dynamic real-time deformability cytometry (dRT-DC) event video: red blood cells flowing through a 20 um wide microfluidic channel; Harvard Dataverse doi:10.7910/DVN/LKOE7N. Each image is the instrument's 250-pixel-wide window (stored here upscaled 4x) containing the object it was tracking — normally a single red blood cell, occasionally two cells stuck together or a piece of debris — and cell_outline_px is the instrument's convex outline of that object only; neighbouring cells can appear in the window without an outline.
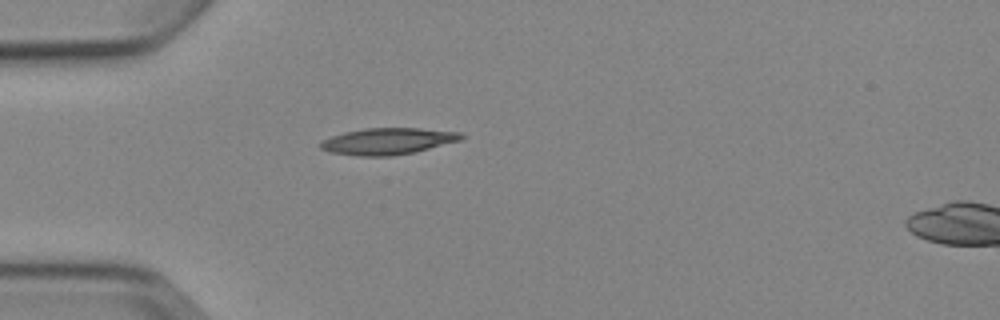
{"species": "Egyptian fruit bat (a non-hibernating species)", "species_latin": "Rousettus aegyptiacus", "temperature_condition": "cold", "stored_images_in_passage": 4, "camera_frame_rate_fps": 3000, "um_per_image_px": 0.085, "animal": {"sex": "female"}, "frame": {"image": 1, "passage_image": 4, "time_ms": 4.667, "image_size_px": [1000, 320], "cell_outline_px": [[464, 136], [460, 140], [412, 152], [392, 156], [360, 156], [332, 152], [320, 148], [320, 140], [344, 132], [364, 128], [420, 128], [460, 132]], "centroid_in_image_um": [32.92, 11.99], "position_along_channel_um": 52.1, "area_um2": 21.5}}